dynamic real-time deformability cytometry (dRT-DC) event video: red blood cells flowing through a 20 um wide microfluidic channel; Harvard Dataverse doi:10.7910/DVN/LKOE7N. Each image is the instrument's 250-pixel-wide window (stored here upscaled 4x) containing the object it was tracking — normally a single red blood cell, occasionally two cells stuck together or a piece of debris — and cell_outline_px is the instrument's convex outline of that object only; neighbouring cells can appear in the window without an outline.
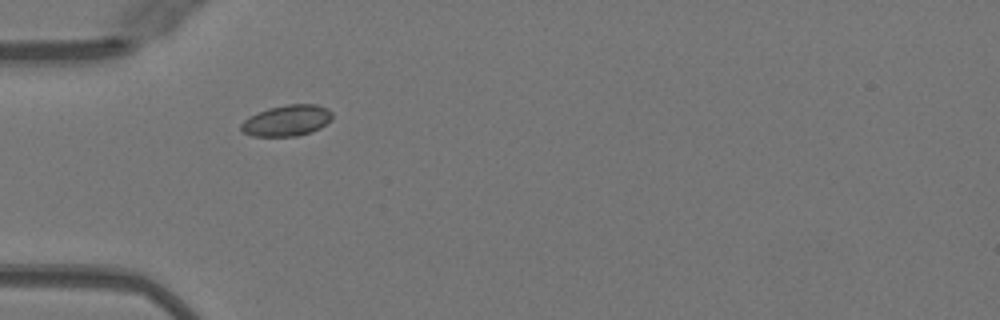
{"species": "Egyptian fruit bat (a non-hibernating species)", "species_latin": "Rousettus aegyptiacus", "temperature_condition": "warm", "stored_images_in_passage": 36, "camera_frame_rate_fps": 3000, "um_per_image_px": 0.085, "animal": {"sex": "female"}, "frame": {"image": 1, "passage_image": 1, "time_ms": 0.0, "image_size_px": [1000, 320], "cell_outline_px": [[332, 120], [320, 128], [312, 132], [296, 136], [252, 136], [244, 132], [240, 128], [240, 124], [248, 116], [268, 108], [288, 104], [316, 104], [328, 108], [332, 112]], "centroid_in_image_um": [24.4, 10.24], "position_along_channel_um": 60.6, "area_um2": 16.65}}
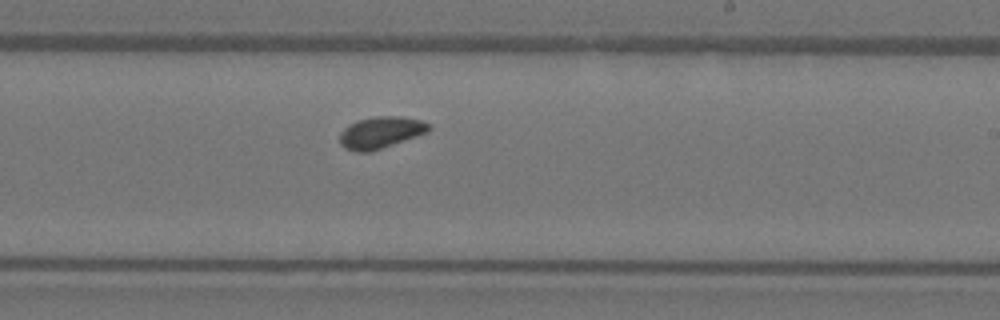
{"frame": {"image": 2, "passage_image": 16, "time_ms": 5.0, "image_size_px": [1000, 320], "cell_outline_px": [[432, 128], [428, 132], [368, 152], [356, 152], [344, 148], [340, 144], [340, 132], [348, 124], [356, 120], [376, 116], [400, 116], [420, 120], [428, 124]], "centroid_in_image_um": [32.32, 11.25], "position_along_channel_um": 256.7, "area_um2": 16.36}}
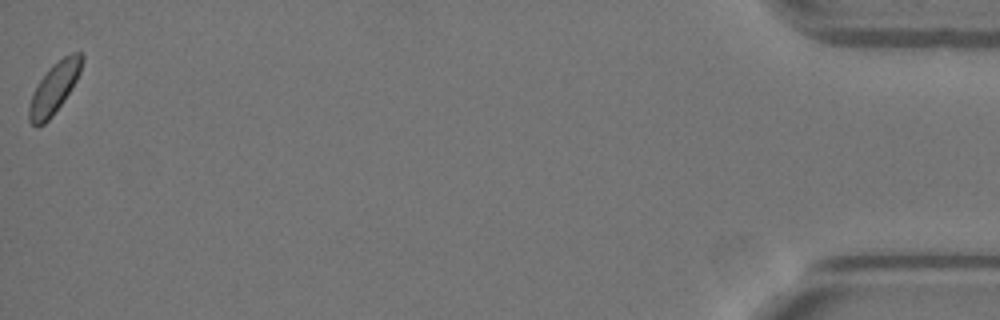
{"frame": {"image": 3, "passage_image": 36, "time_ms": 11.667, "image_size_px": [1000, 320], "cell_outline_px": [[84, 60], [80, 72], [76, 80], [64, 100], [52, 116], [44, 124], [36, 128], [28, 120], [28, 108], [32, 92], [48, 68], [52, 64], [64, 56], [72, 52], [80, 52], [84, 56]], "centroid_in_image_um": [4.59, 7.48], "position_along_channel_um": 430.6, "area_um2": 15.72}, "authors_computed_cell_mechanics": {"area_um2": 15.7216, "velocity_mm_per_s": 4.0098, "shape_relaxation_time_tau1_ms": 3.0837, "shape_relaxation_time_tau2_ms": 2.8594, "deformation_change_tau1": 0.0449, "deformation_change_tau2": 0.0649}}